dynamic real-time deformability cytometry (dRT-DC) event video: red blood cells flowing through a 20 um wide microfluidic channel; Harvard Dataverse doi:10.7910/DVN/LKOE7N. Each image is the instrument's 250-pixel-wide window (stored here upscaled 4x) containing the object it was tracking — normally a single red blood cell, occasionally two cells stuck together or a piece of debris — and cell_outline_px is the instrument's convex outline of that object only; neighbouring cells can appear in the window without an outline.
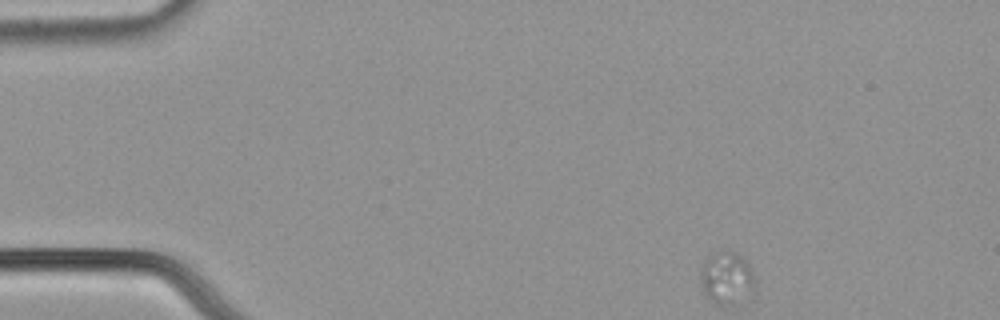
{"species": "common noctule bat (a hibernating species)", "species_latin": "Nyctalus noctula", "temperature_condition": "cold", "stored_images_in_passage": 29, "camera_frame_rate_fps": 3000, "um_per_image_px": 0.085, "animal": {"sex": "male", "body_mass_g": 21.5, "forearm_length_mm": 52.0}, "frame": {"image": 1, "passage_image": 1, "time_ms": 0.0, "image_size_px": [1000, 320], "cell_outline_px": [[756, 284], [752, 288], [724, 304], [716, 304], [704, 292], [700, 280], [700, 272], [704, 260], [712, 252], [724, 248], [736, 252], [752, 268], [756, 276]], "centroid_in_image_um": [61.71, 23.47], "position_along_channel_um": 23.3, "area_um2": 16.07}}
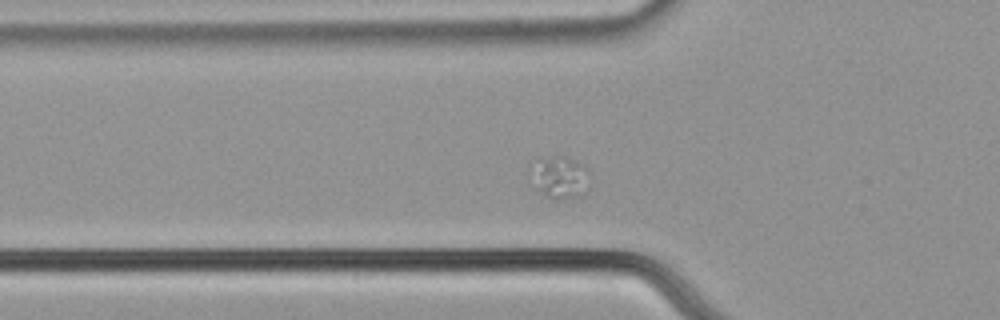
{"frame": {"image": 2, "passage_image": 13, "time_ms": 4.0, "image_size_px": [1000, 320], "cell_outline_px": [[592, 184], [588, 192], [580, 196], [556, 200], [552, 200], [532, 188], [528, 180], [532, 160], [536, 156], [564, 156], [584, 164], [592, 176]], "centroid_in_image_um": [47.55, 15.07], "position_along_channel_um": 78.3, "area_um2": 16.13}}